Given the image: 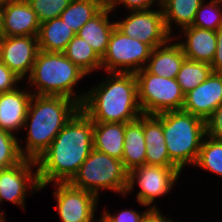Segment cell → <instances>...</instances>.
<instances>
[{
    "mask_svg": "<svg viewBox=\"0 0 222 222\" xmlns=\"http://www.w3.org/2000/svg\"><path fill=\"white\" fill-rule=\"evenodd\" d=\"M186 41L178 43L187 59L211 64L217 46L216 31L194 26L182 28Z\"/></svg>",
    "mask_w": 222,
    "mask_h": 222,
    "instance_id": "ac0fdd59",
    "label": "cell"
},
{
    "mask_svg": "<svg viewBox=\"0 0 222 222\" xmlns=\"http://www.w3.org/2000/svg\"><path fill=\"white\" fill-rule=\"evenodd\" d=\"M95 222H107L103 217L102 218H100V220H96Z\"/></svg>",
    "mask_w": 222,
    "mask_h": 222,
    "instance_id": "ab89813d",
    "label": "cell"
},
{
    "mask_svg": "<svg viewBox=\"0 0 222 222\" xmlns=\"http://www.w3.org/2000/svg\"><path fill=\"white\" fill-rule=\"evenodd\" d=\"M212 72L210 64L185 58L181 64L176 80L180 85L181 91L186 94L203 83Z\"/></svg>",
    "mask_w": 222,
    "mask_h": 222,
    "instance_id": "4316f807",
    "label": "cell"
},
{
    "mask_svg": "<svg viewBox=\"0 0 222 222\" xmlns=\"http://www.w3.org/2000/svg\"><path fill=\"white\" fill-rule=\"evenodd\" d=\"M206 137L222 141V103L205 120Z\"/></svg>",
    "mask_w": 222,
    "mask_h": 222,
    "instance_id": "1f68e13d",
    "label": "cell"
},
{
    "mask_svg": "<svg viewBox=\"0 0 222 222\" xmlns=\"http://www.w3.org/2000/svg\"><path fill=\"white\" fill-rule=\"evenodd\" d=\"M37 36H0V60L21 80L39 53Z\"/></svg>",
    "mask_w": 222,
    "mask_h": 222,
    "instance_id": "4fadbf2b",
    "label": "cell"
},
{
    "mask_svg": "<svg viewBox=\"0 0 222 222\" xmlns=\"http://www.w3.org/2000/svg\"><path fill=\"white\" fill-rule=\"evenodd\" d=\"M129 171L123 161L93 149L69 182L72 186L99 197L100 189H108L126 196Z\"/></svg>",
    "mask_w": 222,
    "mask_h": 222,
    "instance_id": "8992f818",
    "label": "cell"
},
{
    "mask_svg": "<svg viewBox=\"0 0 222 222\" xmlns=\"http://www.w3.org/2000/svg\"><path fill=\"white\" fill-rule=\"evenodd\" d=\"M151 52L149 45L124 35L114 27L102 57V68L105 67L108 73H136L145 68Z\"/></svg>",
    "mask_w": 222,
    "mask_h": 222,
    "instance_id": "ba28073f",
    "label": "cell"
},
{
    "mask_svg": "<svg viewBox=\"0 0 222 222\" xmlns=\"http://www.w3.org/2000/svg\"><path fill=\"white\" fill-rule=\"evenodd\" d=\"M138 103L143 114L156 115L165 111L182 110L184 93L176 78L159 77L145 68L135 73Z\"/></svg>",
    "mask_w": 222,
    "mask_h": 222,
    "instance_id": "52a82bcc",
    "label": "cell"
},
{
    "mask_svg": "<svg viewBox=\"0 0 222 222\" xmlns=\"http://www.w3.org/2000/svg\"><path fill=\"white\" fill-rule=\"evenodd\" d=\"M55 186L56 210L62 222H95L93 218L99 197L70 183H55Z\"/></svg>",
    "mask_w": 222,
    "mask_h": 222,
    "instance_id": "8fae6325",
    "label": "cell"
},
{
    "mask_svg": "<svg viewBox=\"0 0 222 222\" xmlns=\"http://www.w3.org/2000/svg\"><path fill=\"white\" fill-rule=\"evenodd\" d=\"M181 171L179 167L146 164L138 166L129 171L126 193L133 190L135 180H137L140 187L137 201L143 206L151 205L156 197L164 196L172 189Z\"/></svg>",
    "mask_w": 222,
    "mask_h": 222,
    "instance_id": "9c48e42d",
    "label": "cell"
},
{
    "mask_svg": "<svg viewBox=\"0 0 222 222\" xmlns=\"http://www.w3.org/2000/svg\"><path fill=\"white\" fill-rule=\"evenodd\" d=\"M108 213L109 212L104 210L102 215L107 222H142V217L145 214V211L140 214L135 210H123L117 215Z\"/></svg>",
    "mask_w": 222,
    "mask_h": 222,
    "instance_id": "e575fe53",
    "label": "cell"
},
{
    "mask_svg": "<svg viewBox=\"0 0 222 222\" xmlns=\"http://www.w3.org/2000/svg\"><path fill=\"white\" fill-rule=\"evenodd\" d=\"M125 123L94 122L93 149L122 160Z\"/></svg>",
    "mask_w": 222,
    "mask_h": 222,
    "instance_id": "44dd1931",
    "label": "cell"
},
{
    "mask_svg": "<svg viewBox=\"0 0 222 222\" xmlns=\"http://www.w3.org/2000/svg\"><path fill=\"white\" fill-rule=\"evenodd\" d=\"M108 74L106 80L86 92L80 108L93 122L128 123L138 119L143 113L135 73Z\"/></svg>",
    "mask_w": 222,
    "mask_h": 222,
    "instance_id": "7a4b0ae2",
    "label": "cell"
},
{
    "mask_svg": "<svg viewBox=\"0 0 222 222\" xmlns=\"http://www.w3.org/2000/svg\"><path fill=\"white\" fill-rule=\"evenodd\" d=\"M142 222H175L172 219H167L159 210L155 207V205L151 206L143 215Z\"/></svg>",
    "mask_w": 222,
    "mask_h": 222,
    "instance_id": "8d00e7d4",
    "label": "cell"
},
{
    "mask_svg": "<svg viewBox=\"0 0 222 222\" xmlns=\"http://www.w3.org/2000/svg\"><path fill=\"white\" fill-rule=\"evenodd\" d=\"M216 35L217 46L210 65L214 73H222V25L216 30Z\"/></svg>",
    "mask_w": 222,
    "mask_h": 222,
    "instance_id": "d590c367",
    "label": "cell"
},
{
    "mask_svg": "<svg viewBox=\"0 0 222 222\" xmlns=\"http://www.w3.org/2000/svg\"><path fill=\"white\" fill-rule=\"evenodd\" d=\"M143 130L146 144V165L178 167L169 157L163 134V112L143 114Z\"/></svg>",
    "mask_w": 222,
    "mask_h": 222,
    "instance_id": "2e32d148",
    "label": "cell"
},
{
    "mask_svg": "<svg viewBox=\"0 0 222 222\" xmlns=\"http://www.w3.org/2000/svg\"><path fill=\"white\" fill-rule=\"evenodd\" d=\"M19 146L15 134L0 129V169L13 167L24 159Z\"/></svg>",
    "mask_w": 222,
    "mask_h": 222,
    "instance_id": "f546056e",
    "label": "cell"
},
{
    "mask_svg": "<svg viewBox=\"0 0 222 222\" xmlns=\"http://www.w3.org/2000/svg\"><path fill=\"white\" fill-rule=\"evenodd\" d=\"M115 27L124 35L136 38L152 49L173 40L165 26L162 7L158 11H131L125 20L115 22Z\"/></svg>",
    "mask_w": 222,
    "mask_h": 222,
    "instance_id": "30bf717a",
    "label": "cell"
},
{
    "mask_svg": "<svg viewBox=\"0 0 222 222\" xmlns=\"http://www.w3.org/2000/svg\"><path fill=\"white\" fill-rule=\"evenodd\" d=\"M145 160L146 144L142 114L138 119L125 123L122 161L125 168L130 171L138 166L145 165Z\"/></svg>",
    "mask_w": 222,
    "mask_h": 222,
    "instance_id": "7402d4cb",
    "label": "cell"
},
{
    "mask_svg": "<svg viewBox=\"0 0 222 222\" xmlns=\"http://www.w3.org/2000/svg\"><path fill=\"white\" fill-rule=\"evenodd\" d=\"M63 53L86 74L97 68H102V58L85 39L77 35L70 40Z\"/></svg>",
    "mask_w": 222,
    "mask_h": 222,
    "instance_id": "484cf974",
    "label": "cell"
},
{
    "mask_svg": "<svg viewBox=\"0 0 222 222\" xmlns=\"http://www.w3.org/2000/svg\"><path fill=\"white\" fill-rule=\"evenodd\" d=\"M207 139L203 140L194 165L222 177V141L210 137Z\"/></svg>",
    "mask_w": 222,
    "mask_h": 222,
    "instance_id": "83f0119b",
    "label": "cell"
},
{
    "mask_svg": "<svg viewBox=\"0 0 222 222\" xmlns=\"http://www.w3.org/2000/svg\"><path fill=\"white\" fill-rule=\"evenodd\" d=\"M36 165L34 160L23 159L13 167L0 169V202L10 201L25 209L24 202L28 188L30 187L33 192L41 189L37 169L35 173L32 169Z\"/></svg>",
    "mask_w": 222,
    "mask_h": 222,
    "instance_id": "7c38bea8",
    "label": "cell"
},
{
    "mask_svg": "<svg viewBox=\"0 0 222 222\" xmlns=\"http://www.w3.org/2000/svg\"><path fill=\"white\" fill-rule=\"evenodd\" d=\"M40 22L27 0H6L0 36H38Z\"/></svg>",
    "mask_w": 222,
    "mask_h": 222,
    "instance_id": "9a60e30c",
    "label": "cell"
},
{
    "mask_svg": "<svg viewBox=\"0 0 222 222\" xmlns=\"http://www.w3.org/2000/svg\"><path fill=\"white\" fill-rule=\"evenodd\" d=\"M33 93L19 88L0 93V129L12 133L24 127Z\"/></svg>",
    "mask_w": 222,
    "mask_h": 222,
    "instance_id": "e0dca14e",
    "label": "cell"
},
{
    "mask_svg": "<svg viewBox=\"0 0 222 222\" xmlns=\"http://www.w3.org/2000/svg\"><path fill=\"white\" fill-rule=\"evenodd\" d=\"M76 35L61 18H54L40 23L38 33L39 50L63 53L70 40Z\"/></svg>",
    "mask_w": 222,
    "mask_h": 222,
    "instance_id": "603a6c76",
    "label": "cell"
},
{
    "mask_svg": "<svg viewBox=\"0 0 222 222\" xmlns=\"http://www.w3.org/2000/svg\"><path fill=\"white\" fill-rule=\"evenodd\" d=\"M107 3L108 0H71L67 8L60 14V18L77 33Z\"/></svg>",
    "mask_w": 222,
    "mask_h": 222,
    "instance_id": "d4e9b609",
    "label": "cell"
},
{
    "mask_svg": "<svg viewBox=\"0 0 222 222\" xmlns=\"http://www.w3.org/2000/svg\"><path fill=\"white\" fill-rule=\"evenodd\" d=\"M222 103V73L212 72L195 89L184 95L183 111L206 120Z\"/></svg>",
    "mask_w": 222,
    "mask_h": 222,
    "instance_id": "5bb4252c",
    "label": "cell"
},
{
    "mask_svg": "<svg viewBox=\"0 0 222 222\" xmlns=\"http://www.w3.org/2000/svg\"><path fill=\"white\" fill-rule=\"evenodd\" d=\"M79 109L71 98L33 94L23 127L28 128L27 144L19 146L22 157L37 161Z\"/></svg>",
    "mask_w": 222,
    "mask_h": 222,
    "instance_id": "3957f363",
    "label": "cell"
},
{
    "mask_svg": "<svg viewBox=\"0 0 222 222\" xmlns=\"http://www.w3.org/2000/svg\"><path fill=\"white\" fill-rule=\"evenodd\" d=\"M155 1H158L157 4H159L160 7L162 6V0H108V4L113 11L115 6L121 3L131 11H138L148 10Z\"/></svg>",
    "mask_w": 222,
    "mask_h": 222,
    "instance_id": "836d02e7",
    "label": "cell"
},
{
    "mask_svg": "<svg viewBox=\"0 0 222 222\" xmlns=\"http://www.w3.org/2000/svg\"><path fill=\"white\" fill-rule=\"evenodd\" d=\"M94 122L80 108L37 163L41 190L50 182L69 183L93 150Z\"/></svg>",
    "mask_w": 222,
    "mask_h": 222,
    "instance_id": "6da1fadb",
    "label": "cell"
},
{
    "mask_svg": "<svg viewBox=\"0 0 222 222\" xmlns=\"http://www.w3.org/2000/svg\"><path fill=\"white\" fill-rule=\"evenodd\" d=\"M5 220L6 219H5V216H4L3 211H2V212H0V222H6Z\"/></svg>",
    "mask_w": 222,
    "mask_h": 222,
    "instance_id": "f35d334b",
    "label": "cell"
},
{
    "mask_svg": "<svg viewBox=\"0 0 222 222\" xmlns=\"http://www.w3.org/2000/svg\"><path fill=\"white\" fill-rule=\"evenodd\" d=\"M40 23L59 18L71 0H27Z\"/></svg>",
    "mask_w": 222,
    "mask_h": 222,
    "instance_id": "4dcf8cb0",
    "label": "cell"
},
{
    "mask_svg": "<svg viewBox=\"0 0 222 222\" xmlns=\"http://www.w3.org/2000/svg\"><path fill=\"white\" fill-rule=\"evenodd\" d=\"M163 134L170 159L183 170L197 160L206 137L205 121L183 110L165 111Z\"/></svg>",
    "mask_w": 222,
    "mask_h": 222,
    "instance_id": "5b68a950",
    "label": "cell"
},
{
    "mask_svg": "<svg viewBox=\"0 0 222 222\" xmlns=\"http://www.w3.org/2000/svg\"><path fill=\"white\" fill-rule=\"evenodd\" d=\"M86 75L64 53L39 51L28 81L38 89L34 95L71 98L81 106L86 94L76 96L73 89Z\"/></svg>",
    "mask_w": 222,
    "mask_h": 222,
    "instance_id": "277c9868",
    "label": "cell"
},
{
    "mask_svg": "<svg viewBox=\"0 0 222 222\" xmlns=\"http://www.w3.org/2000/svg\"><path fill=\"white\" fill-rule=\"evenodd\" d=\"M204 0H162V10L167 31L171 34L175 22L184 28L192 25L196 12Z\"/></svg>",
    "mask_w": 222,
    "mask_h": 222,
    "instance_id": "cb8c5ba5",
    "label": "cell"
},
{
    "mask_svg": "<svg viewBox=\"0 0 222 222\" xmlns=\"http://www.w3.org/2000/svg\"><path fill=\"white\" fill-rule=\"evenodd\" d=\"M185 55L178 43H166L152 49L145 69L159 77L176 78Z\"/></svg>",
    "mask_w": 222,
    "mask_h": 222,
    "instance_id": "ffe728a7",
    "label": "cell"
},
{
    "mask_svg": "<svg viewBox=\"0 0 222 222\" xmlns=\"http://www.w3.org/2000/svg\"><path fill=\"white\" fill-rule=\"evenodd\" d=\"M111 7L107 3L94 17L89 19L76 33L96 51L102 58L106 53L109 37L115 27V22H109Z\"/></svg>",
    "mask_w": 222,
    "mask_h": 222,
    "instance_id": "d6986e66",
    "label": "cell"
},
{
    "mask_svg": "<svg viewBox=\"0 0 222 222\" xmlns=\"http://www.w3.org/2000/svg\"><path fill=\"white\" fill-rule=\"evenodd\" d=\"M5 2L6 0H0V30L3 23V12H4V7H5Z\"/></svg>",
    "mask_w": 222,
    "mask_h": 222,
    "instance_id": "74e56055",
    "label": "cell"
},
{
    "mask_svg": "<svg viewBox=\"0 0 222 222\" xmlns=\"http://www.w3.org/2000/svg\"><path fill=\"white\" fill-rule=\"evenodd\" d=\"M222 0H211L198 8L191 26L216 31L222 25Z\"/></svg>",
    "mask_w": 222,
    "mask_h": 222,
    "instance_id": "f1b7e54d",
    "label": "cell"
},
{
    "mask_svg": "<svg viewBox=\"0 0 222 222\" xmlns=\"http://www.w3.org/2000/svg\"><path fill=\"white\" fill-rule=\"evenodd\" d=\"M21 79L0 60V93L13 91ZM16 84V85H15Z\"/></svg>",
    "mask_w": 222,
    "mask_h": 222,
    "instance_id": "d6a6232c",
    "label": "cell"
}]
</instances>
